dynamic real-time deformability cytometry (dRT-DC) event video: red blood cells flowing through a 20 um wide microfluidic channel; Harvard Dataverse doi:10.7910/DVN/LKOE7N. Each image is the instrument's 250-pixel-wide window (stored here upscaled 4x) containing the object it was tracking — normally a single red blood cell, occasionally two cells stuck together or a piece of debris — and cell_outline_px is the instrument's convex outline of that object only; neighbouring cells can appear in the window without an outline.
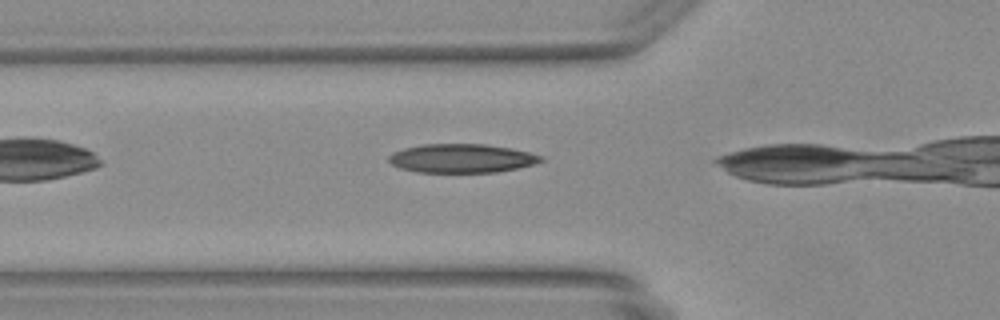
{"species": "Egyptian fruit bat (a non-hibernating species)", "species_latin": "Rousettus aegyptiacus", "temperature_condition": "warm", "stored_images_in_passage": 7, "camera_frame_rate_fps": 3000, "um_per_image_px": 0.085, "animal": {"sex": "female"}, "frame": {"image": 1, "passage_image": 4, "time_ms": 1.0, "image_size_px": [1000, 320], "cell_outline_px": [[544, 160], [532, 164], [516, 168], [496, 172], [416, 172], [400, 168], [392, 164], [388, 160], [388, 156], [392, 152], [404, 148], [424, 144], [484, 144], [512, 148], [544, 156]], "centroid_in_image_um": [39.22, 13.45], "position_along_channel_um": 86.6, "area_um2": 25.49}}